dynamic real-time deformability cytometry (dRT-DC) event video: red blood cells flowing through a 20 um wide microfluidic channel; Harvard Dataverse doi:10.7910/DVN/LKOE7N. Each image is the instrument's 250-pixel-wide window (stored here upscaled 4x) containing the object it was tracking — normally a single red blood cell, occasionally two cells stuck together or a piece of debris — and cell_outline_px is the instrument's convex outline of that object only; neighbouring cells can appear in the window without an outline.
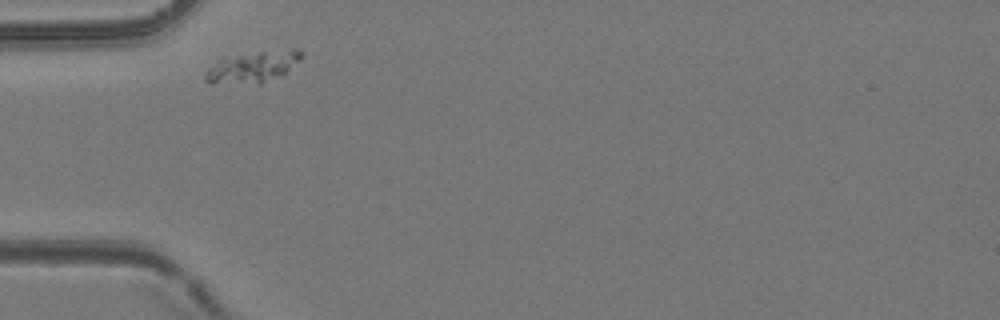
{"species": "common noctule bat (a hibernating species)", "species_latin": "Nyctalus noctula", "temperature_condition": "room temperature", "stored_images_in_passage": 2, "camera_frame_rate_fps": 3000, "um_per_image_px": 0.085, "animal": {"sex": "female", "body_mass_g": 24.6, "forearm_length_mm": 56.2}, "frame": {"image": 1, "passage_image": 1, "time_ms": 0.0, "image_size_px": [1000, 320], "cell_outline_px": [[300, 60], [280, 76], [260, 84], [208, 84], [204, 80], [204, 76], [208, 68], [220, 60], [236, 56], [260, 52], [292, 48], [296, 48], [300, 52]], "centroid_in_image_um": [21.45, 5.74], "position_along_channel_um": 63.5, "area_um2": 17.22}}
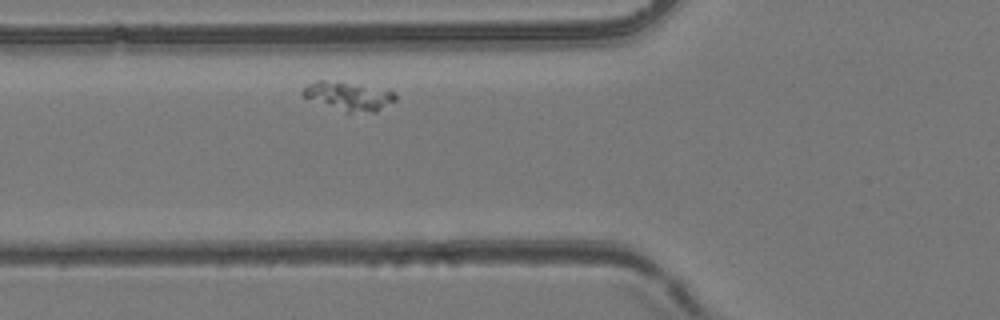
{"frame": {"image": 2, "passage_image": 2, "time_ms": 0.333, "image_size_px": [1000, 320], "cell_outline_px": [[396, 100], [376, 112], [348, 112], [300, 96], [300, 92], [308, 84], [316, 80], [340, 80], [360, 84], [396, 92]], "centroid_in_image_um": [29.62, 8.14], "position_along_channel_um": 96.2, "area_um2": 15.61}}